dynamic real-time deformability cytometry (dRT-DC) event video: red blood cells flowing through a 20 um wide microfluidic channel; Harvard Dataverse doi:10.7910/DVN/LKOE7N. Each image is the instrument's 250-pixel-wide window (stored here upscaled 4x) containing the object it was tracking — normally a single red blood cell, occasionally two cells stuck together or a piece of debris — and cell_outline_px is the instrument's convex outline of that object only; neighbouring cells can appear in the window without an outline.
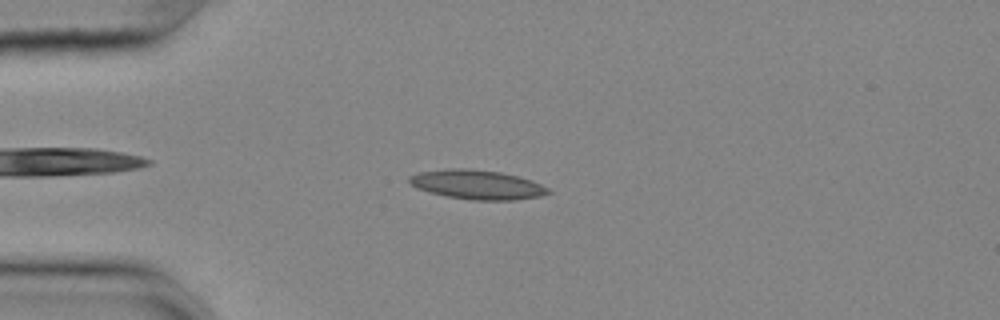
{"species": "common noctule bat (a hibernating species)", "species_latin": "Nyctalus noctula", "temperature_condition": "cold", "stored_images_in_passage": 52, "camera_frame_rate_fps": 3000, "um_per_image_px": 0.085, "animal": {"sex": "female", "body_mass_g": 25.1}, "frame": {"image": 1, "passage_image": 11, "time_ms": 3.333, "image_size_px": [1000, 320], "cell_outline_px": [[552, 192], [540, 196], [512, 200], [472, 200], [448, 196], [416, 188], [408, 180], [408, 176], [420, 172], [448, 168], [472, 168], [500, 172], [532, 180], [548, 188]], "centroid_in_image_um": [40.56, 15.68], "position_along_channel_um": 44.4, "area_um2": 23.58}}
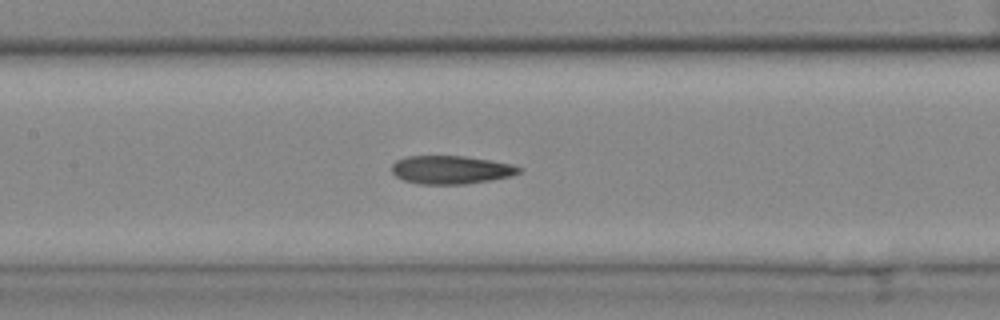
{"frame": {"image": 2, "passage_image": 23, "time_ms": 7.333, "image_size_px": [1000, 320], "cell_outline_px": [[520, 172], [508, 176], [488, 180], [464, 184], [420, 184], [404, 180], [396, 176], [392, 172], [392, 164], [396, 160], [408, 156], [464, 156], [512, 164], [520, 168]], "centroid_in_image_um": [38.27, 14.43], "position_along_channel_um": 169.1, "area_um2": 20.63}}
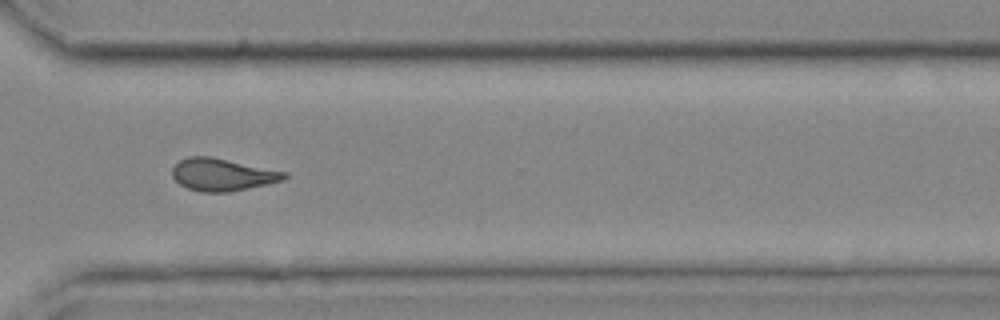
{"frame": {"image": 3, "passage_image": 38, "time_ms": 12.333, "image_size_px": [1000, 320], "cell_outline_px": [[288, 176], [284, 180], [248, 188], [228, 192], [200, 192], [188, 188], [180, 184], [172, 176], [172, 168], [180, 160], [188, 156], [208, 156], [288, 172]], "centroid_in_image_um": [18.9, 14.84], "position_along_channel_um": 351.7, "area_um2": 20.98}, "authors_computed_cell_mechanics": {"area_um2": 20.9814, "velocity_mm_per_s": 3.6458, "shape_relaxation_time_tau1_ms": null, "shape_relaxation_time_tau2_ms": 2.1397, "deformation_change_tau1": null, "deformation_change_tau2": 0.1057}}